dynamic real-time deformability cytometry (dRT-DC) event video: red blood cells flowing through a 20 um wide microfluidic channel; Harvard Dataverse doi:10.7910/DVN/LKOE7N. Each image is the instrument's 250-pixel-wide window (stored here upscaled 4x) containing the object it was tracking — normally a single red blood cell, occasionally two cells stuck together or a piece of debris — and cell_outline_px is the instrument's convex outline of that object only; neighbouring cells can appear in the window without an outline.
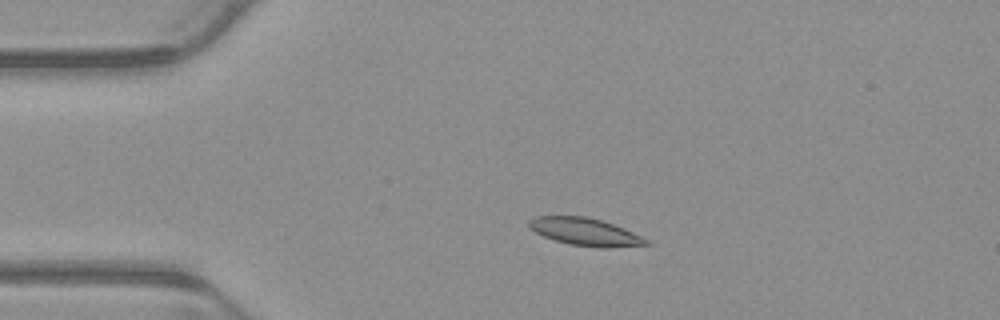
{"species": "common noctule bat (a hibernating species)", "species_latin": "Nyctalus noctula", "temperature_condition": "warm", "stored_images_in_passage": 4, "camera_frame_rate_fps": 3000, "um_per_image_px": 0.085, "animal": {"sex": "male", "body_mass_g": 23.1, "forearm_length_mm": 52.7}, "frame": {"image": 1, "passage_image": 3, "time_ms": 0.667, "image_size_px": [1000, 320], "cell_outline_px": [[652, 244], [608, 248], [604, 248], [572, 244], [556, 240], [544, 236], [536, 232], [528, 224], [528, 220], [536, 216], [588, 216], [624, 228], [648, 240]], "centroid_in_image_um": [49.76, 19.7], "position_along_channel_um": 35.2, "area_um2": 18.5}}